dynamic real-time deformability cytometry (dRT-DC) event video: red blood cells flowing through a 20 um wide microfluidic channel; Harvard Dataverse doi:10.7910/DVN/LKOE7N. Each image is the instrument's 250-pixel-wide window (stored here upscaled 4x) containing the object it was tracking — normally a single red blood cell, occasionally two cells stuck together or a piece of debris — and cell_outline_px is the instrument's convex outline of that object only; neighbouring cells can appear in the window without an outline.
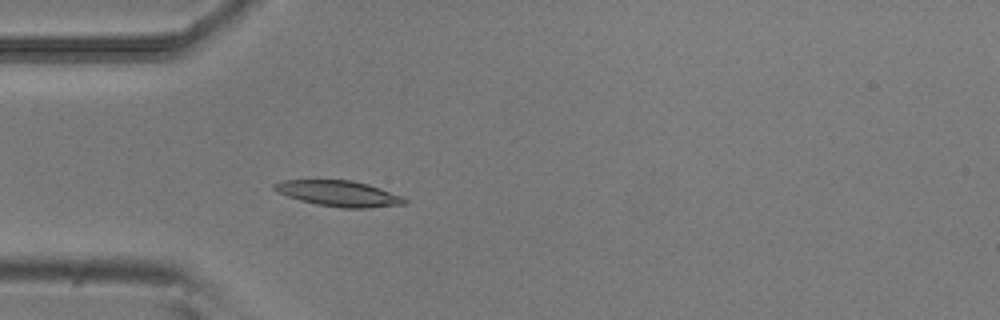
{"species": "common noctule bat (a hibernating species)", "species_latin": "Nyctalus noctula", "temperature_condition": "room temperature", "stored_images_in_passage": 50, "camera_frame_rate_fps": 3000, "um_per_image_px": 0.085, "animal": {"sex": "male", "body_mass_g": 20.5, "forearm_length_mm": 52.5}, "frame": {"image": 1, "passage_image": 14, "time_ms": 4.333, "image_size_px": [1000, 320], "cell_outline_px": [[408, 204], [368, 208], [344, 208], [316, 204], [300, 200], [276, 192], [272, 188], [272, 184], [280, 180], [352, 180], [368, 184], [404, 196], [408, 200]], "centroid_in_image_um": [28.82, 16.45], "position_along_channel_um": 56.2, "area_um2": 19.77}}
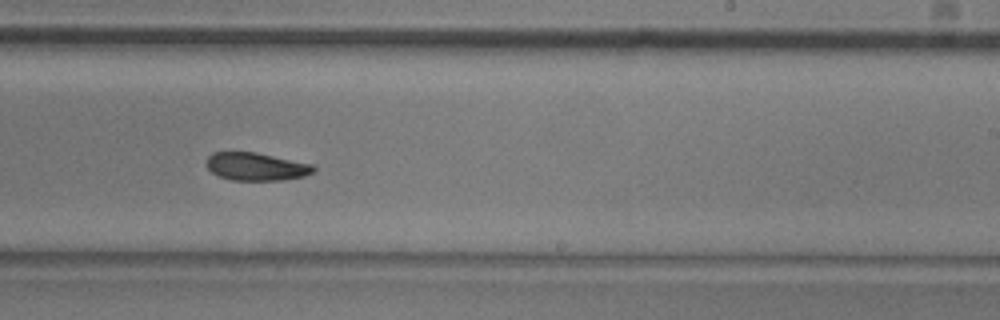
{"frame": {"image": 2, "passage_image": 31, "time_ms": 10.0, "image_size_px": [1000, 320], "cell_outline_px": [[316, 168], [312, 172], [304, 176], [284, 180], [232, 180], [220, 176], [212, 172], [208, 168], [208, 156], [212, 152], [256, 152], [312, 164]], "centroid_in_image_um": [21.79, 14.16], "position_along_channel_um": 267.2, "area_um2": 17.22}}
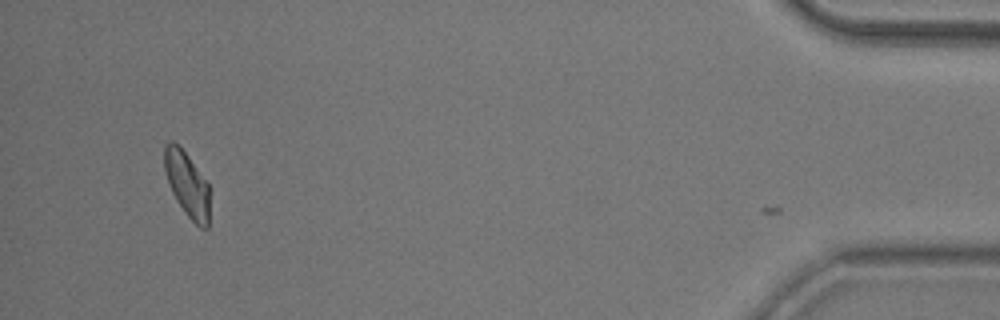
{"frame": {"image": 3, "passage_image": 49, "time_ms": 16.0, "image_size_px": [1000, 320], "cell_outline_px": [[208, 228], [200, 228], [184, 212], [176, 200], [172, 192], [164, 168], [164, 144], [172, 140], [184, 152], [208, 184]], "centroid_in_image_um": [15.88, 15.67], "position_along_channel_um": 419.3, "area_um2": 16.59}, "authors_computed_cell_mechanics": {"area_um2": 18.0914, "velocity_mm_per_s": 3.7936, "shape_relaxation_time_tau1_ms": 4.1524, "shape_relaxation_time_tau2_ms": 4.6995, "deformation_change_tau1": 0.1137, "deformation_change_tau2": 0.1}}